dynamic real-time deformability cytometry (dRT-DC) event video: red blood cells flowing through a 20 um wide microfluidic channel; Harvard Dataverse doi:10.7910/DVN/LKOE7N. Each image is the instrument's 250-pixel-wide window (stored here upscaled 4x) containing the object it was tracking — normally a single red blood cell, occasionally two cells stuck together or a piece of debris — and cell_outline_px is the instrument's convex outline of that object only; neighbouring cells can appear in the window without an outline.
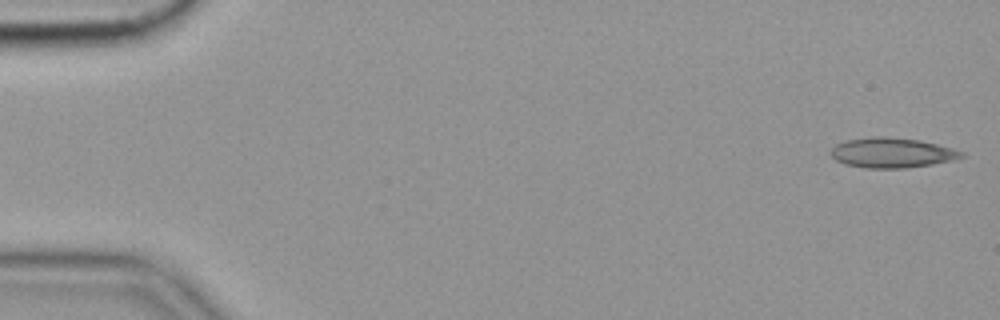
{"species": "common noctule bat (a hibernating species)", "species_latin": "Nyctalus noctula", "temperature_condition": "cold", "stored_images_in_passage": 17, "camera_frame_rate_fps": 3000, "um_per_image_px": 0.085, "animal": {"sex": "female", "body_mass_g": 19.9}, "frame": {"image": 1, "passage_image": 1, "time_ms": 0.0, "image_size_px": [1000, 320], "cell_outline_px": [[964, 156], [952, 160], [932, 164], [904, 168], [864, 168], [844, 164], [836, 160], [828, 152], [836, 144], [844, 140], [872, 136], [884, 136], [920, 140], [952, 148], [964, 152]], "centroid_in_image_um": [75.76, 12.98], "position_along_channel_um": 9.2, "area_um2": 22.95}}
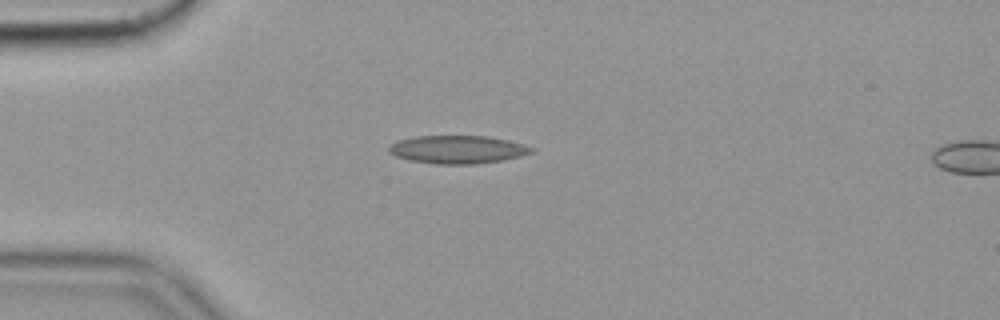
{"frame": {"image": 2, "passage_image": 14, "time_ms": 4.333, "image_size_px": [1000, 320], "cell_outline_px": [[536, 148], [532, 152], [520, 156], [504, 160], [476, 164], [436, 164], [408, 160], [396, 156], [388, 152], [388, 144], [396, 140], [416, 136], [488, 136], [508, 140], [524, 144]], "centroid_in_image_um": [38.87, 12.7], "position_along_channel_um": 46.1, "area_um2": 23.58}}